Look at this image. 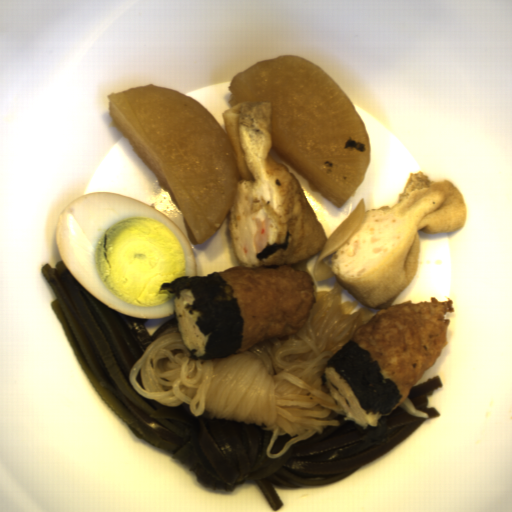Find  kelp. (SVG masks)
Segmentation results:
<instances>
[{"mask_svg": "<svg viewBox=\"0 0 512 512\" xmlns=\"http://www.w3.org/2000/svg\"><path fill=\"white\" fill-rule=\"evenodd\" d=\"M161 291L181 298V291L190 289L194 298L192 304L186 303L185 309L193 315L199 312L196 326L206 337L209 334L205 351L197 356L198 349H188L189 358L197 360L220 359L237 354L244 339V319L237 298H234L233 286L217 271L207 276H180L172 282H163Z\"/></svg>", "mask_w": 512, "mask_h": 512, "instance_id": "2", "label": "kelp"}, {"mask_svg": "<svg viewBox=\"0 0 512 512\" xmlns=\"http://www.w3.org/2000/svg\"><path fill=\"white\" fill-rule=\"evenodd\" d=\"M325 367L334 368L340 381L345 378L366 415H391L403 398L397 384L380 372L381 362L352 338L327 360Z\"/></svg>", "mask_w": 512, "mask_h": 512, "instance_id": "3", "label": "kelp"}, {"mask_svg": "<svg viewBox=\"0 0 512 512\" xmlns=\"http://www.w3.org/2000/svg\"><path fill=\"white\" fill-rule=\"evenodd\" d=\"M136 382L142 387V388H145L143 382H142V378H141V369L139 370V372L137 373V376H136ZM146 389V388H145Z\"/></svg>", "mask_w": 512, "mask_h": 512, "instance_id": "6", "label": "kelp"}, {"mask_svg": "<svg viewBox=\"0 0 512 512\" xmlns=\"http://www.w3.org/2000/svg\"><path fill=\"white\" fill-rule=\"evenodd\" d=\"M297 436H299V435L296 434L294 437H292L289 433H286L285 435H278L271 447L269 454L273 455V454L279 453L280 451H282L284 449V447L288 441H290L291 439H293Z\"/></svg>", "mask_w": 512, "mask_h": 512, "instance_id": "5", "label": "kelp"}, {"mask_svg": "<svg viewBox=\"0 0 512 512\" xmlns=\"http://www.w3.org/2000/svg\"><path fill=\"white\" fill-rule=\"evenodd\" d=\"M41 274L56 299L50 305L71 350L97 395L131 433L163 449L193 472L210 490L231 491L255 482L275 512L285 504L279 488L323 487L335 484L387 453L427 418H418L399 405L366 429L339 414L310 438L293 444L277 458L267 456L272 431L255 422L211 418L190 412L183 402L167 407L141 395L129 372L163 331L178 327L177 317L149 334V318H134L94 297L66 268L44 264ZM274 485V486H273Z\"/></svg>", "mask_w": 512, "mask_h": 512, "instance_id": "1", "label": "kelp"}, {"mask_svg": "<svg viewBox=\"0 0 512 512\" xmlns=\"http://www.w3.org/2000/svg\"><path fill=\"white\" fill-rule=\"evenodd\" d=\"M443 386L444 384L439 375L432 376L425 382L414 385L407 397H409L415 409L427 413L428 418L441 417L442 413L438 409L428 406L429 400L427 396H432L435 390H438V388L443 389Z\"/></svg>", "mask_w": 512, "mask_h": 512, "instance_id": "4", "label": "kelp"}]
</instances>
